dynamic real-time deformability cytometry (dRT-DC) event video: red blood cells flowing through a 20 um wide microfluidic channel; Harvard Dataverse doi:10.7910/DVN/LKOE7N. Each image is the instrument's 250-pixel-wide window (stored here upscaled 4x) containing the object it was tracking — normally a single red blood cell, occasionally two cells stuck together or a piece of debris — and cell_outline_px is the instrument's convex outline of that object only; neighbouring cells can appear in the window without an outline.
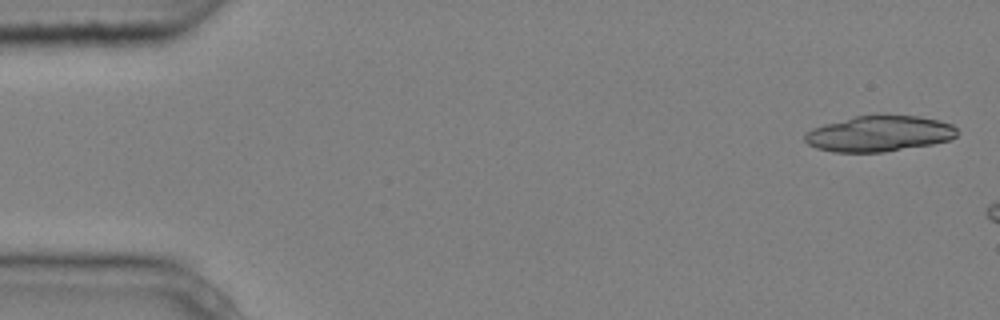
{"species": "common noctule bat (a hibernating species)", "species_latin": "Nyctalus noctula", "temperature_condition": "cold", "stored_images_in_passage": 4, "camera_frame_rate_fps": 3000, "um_per_image_px": 0.085, "animal": {"sex": "male", "body_mass_g": 20.4}, "frame": {"image": 1, "passage_image": 1, "time_ms": 0.0, "image_size_px": [1000, 320], "cell_outline_px": [[960, 132], [956, 136], [948, 140], [932, 144], [884, 152], [832, 152], [816, 148], [808, 144], [804, 140], [804, 136], [812, 128], [824, 124], [856, 116], [880, 112], [920, 116], [940, 120], [952, 124]], "centroid_in_image_um": [74.76, 11.32], "position_along_channel_um": 10.2, "area_um2": 32.54}}